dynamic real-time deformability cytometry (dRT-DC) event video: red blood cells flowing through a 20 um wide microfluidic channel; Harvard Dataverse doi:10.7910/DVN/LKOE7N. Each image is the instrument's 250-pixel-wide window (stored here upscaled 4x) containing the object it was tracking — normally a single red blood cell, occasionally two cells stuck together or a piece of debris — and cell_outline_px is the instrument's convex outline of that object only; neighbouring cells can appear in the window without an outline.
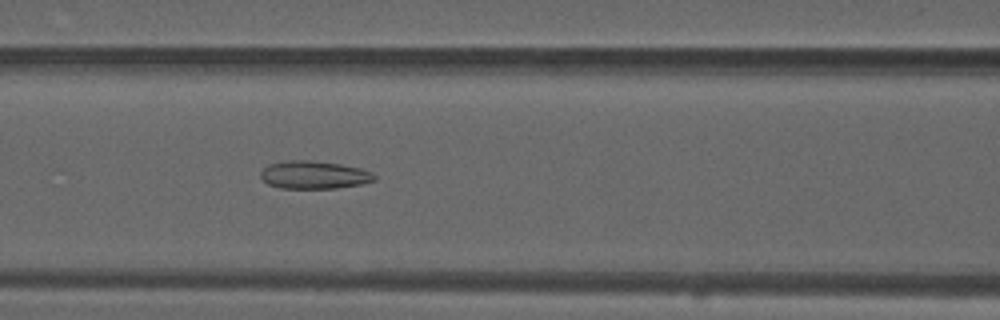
{"species": "common noctule bat (a hibernating species)", "species_latin": "Nyctalus noctula", "temperature_condition": "warm", "stored_images_in_passage": 53, "camera_frame_rate_fps": 3000, "um_per_image_px": 0.085, "animal": {"sex": "male", "forearm_length_mm": 52.5}, "frame": {"image": 1, "passage_image": 22, "time_ms": 7.0, "image_size_px": [1000, 320], "cell_outline_px": [[376, 180], [360, 184], [336, 188], [280, 188], [268, 184], [260, 176], [260, 172], [268, 164], [284, 160], [308, 160], [340, 164], [360, 168], [372, 172], [376, 176]], "centroid_in_image_um": [26.68, 14.86], "position_along_channel_um": 139.9, "area_um2": 18.5}}
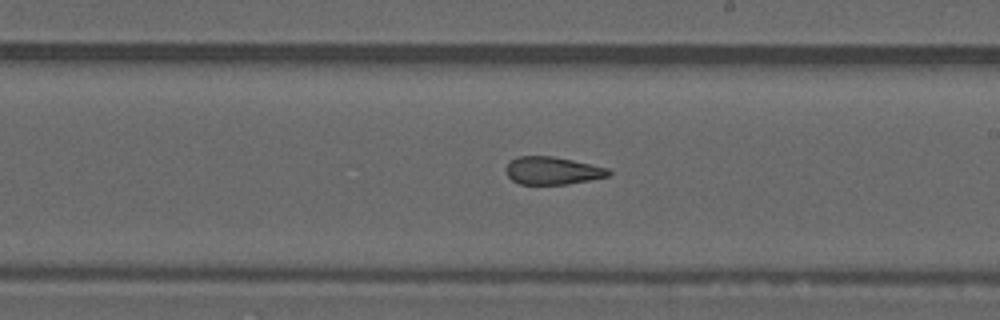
{"frame": {"image": 2, "passage_image": 30, "time_ms": 9.667, "image_size_px": [1000, 320], "cell_outline_px": [[612, 172], [608, 176], [568, 184], [520, 184], [512, 180], [508, 176], [504, 168], [516, 156], [552, 156], [572, 160], [608, 168]], "centroid_in_image_um": [46.93, 14.5], "position_along_channel_um": 242.1, "area_um2": 16.47}}
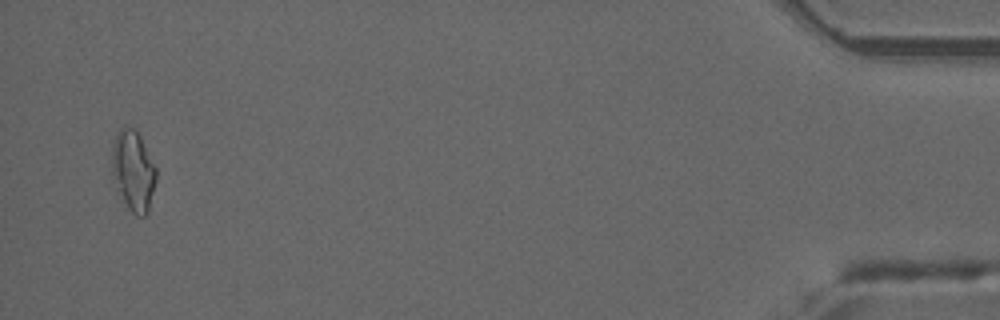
{"frame": {"image": 3, "passage_image": 51, "time_ms": 16.667, "image_size_px": [1000, 320], "cell_outline_px": [[156, 180], [148, 212], [144, 216], [136, 216], [128, 208], [116, 192], [112, 176], [112, 144], [120, 128], [136, 128], [156, 168]], "centroid_in_image_um": [11.31, 14.55], "position_along_channel_um": 423.9, "area_um2": 20.87}, "authors_computed_cell_mechanics": {"area_um2": 18.2648, "velocity_mm_per_s": 3.8441, "shape_relaxation_time_tau1_ms": null, "shape_relaxation_time_tau2_ms": 2.4597, "deformation_change_tau1": null, "deformation_change_tau2": 0.113}}